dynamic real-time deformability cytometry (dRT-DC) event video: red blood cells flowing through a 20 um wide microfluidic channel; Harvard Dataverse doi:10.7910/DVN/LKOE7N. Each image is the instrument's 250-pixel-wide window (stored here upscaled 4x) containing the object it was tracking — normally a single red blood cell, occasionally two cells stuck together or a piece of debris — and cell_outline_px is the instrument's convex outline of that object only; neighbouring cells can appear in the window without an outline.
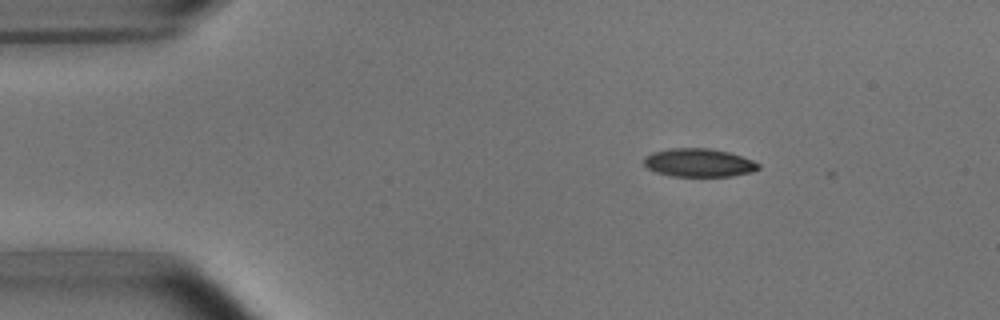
{"species": "common noctule bat (a hibernating species)", "species_latin": "Nyctalus noctula", "temperature_condition": "room temperature", "stored_images_in_passage": 3, "camera_frame_rate_fps": 3000, "um_per_image_px": 0.085, "animal": {"sex": "male", "body_mass_g": 15.6}, "frame": {"image": 1, "passage_image": 1, "time_ms": 0.0, "image_size_px": [1000, 320], "cell_outline_px": [[760, 168], [752, 172], [732, 176], [672, 176], [656, 172], [648, 168], [644, 164], [644, 156], [652, 152], [668, 148], [708, 148], [728, 152], [752, 160], [760, 164]], "centroid_in_image_um": [59.38, 13.83], "position_along_channel_um": 25.6, "area_um2": 18.9}}